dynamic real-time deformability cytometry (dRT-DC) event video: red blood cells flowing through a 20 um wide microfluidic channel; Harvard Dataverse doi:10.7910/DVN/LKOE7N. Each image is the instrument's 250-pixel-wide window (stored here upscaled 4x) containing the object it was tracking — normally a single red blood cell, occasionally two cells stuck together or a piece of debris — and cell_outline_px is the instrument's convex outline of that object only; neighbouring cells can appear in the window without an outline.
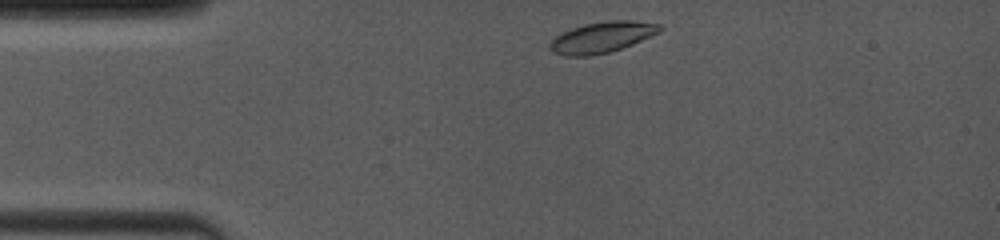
{"species": "common noctule bat (a hibernating species)", "species_latin": "Nyctalus noctula", "temperature_condition": "room temperature", "stored_images_in_passage": 5, "camera_frame_rate_fps": 4000, "um_per_image_px": 0.085, "animal": {"sex": "female", "body_mass_g": 19.0, "forearm_length_mm": 53.3}, "frame": {"image": 1, "passage_image": 1, "time_ms": 0.0, "image_size_px": [1000, 240], "cell_outline_px": [[664, 28], [660, 32], [632, 44], [608, 52], [588, 56], [564, 56], [552, 52], [548, 48], [548, 44], [556, 36], [572, 28], [584, 24], [608, 20], [632, 20], [660, 24]], "centroid_in_image_um": [51.16, 3.16], "position_along_channel_um": 33.8, "area_um2": 19.77}}
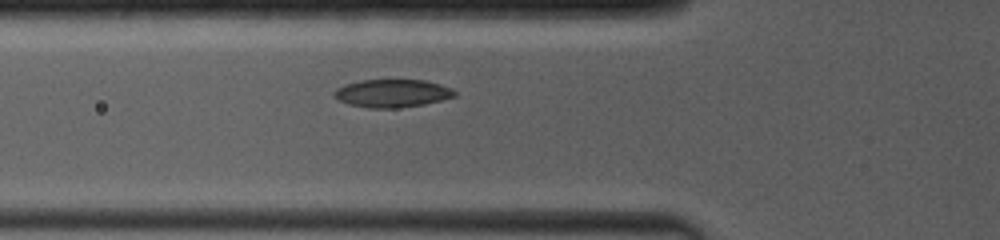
{"frame": {"image": 2, "passage_image": 5, "time_ms": 2.5, "image_size_px": [1000, 240], "cell_outline_px": [[456, 96], [424, 104], [396, 108], [368, 108], [348, 104], [332, 96], [332, 92], [336, 88], [344, 84], [360, 80], [424, 80], [440, 84], [452, 88], [456, 92]], "centroid_in_image_um": [33.3, 7.92], "position_along_channel_um": 92.5, "area_um2": 19.71}}